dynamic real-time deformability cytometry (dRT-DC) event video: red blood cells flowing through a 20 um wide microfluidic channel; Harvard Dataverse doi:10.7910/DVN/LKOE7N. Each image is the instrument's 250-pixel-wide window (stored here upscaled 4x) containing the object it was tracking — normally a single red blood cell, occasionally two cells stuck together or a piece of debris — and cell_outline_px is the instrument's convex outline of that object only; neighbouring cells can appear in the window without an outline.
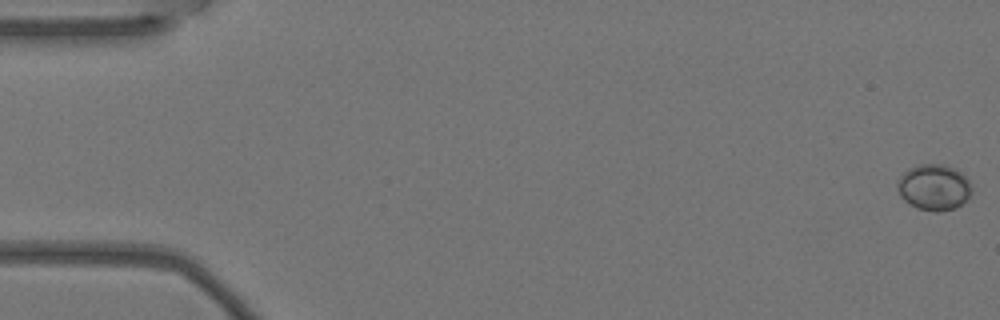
{"species": "Egyptian fruit bat (a non-hibernating species)", "species_latin": "Rousettus aegyptiacus", "temperature_condition": "warm", "stored_images_in_passage": 5, "camera_frame_rate_fps": 3000, "um_per_image_px": 0.085, "animal": {"sex": "female"}, "frame": {"image": 1, "passage_image": 1, "time_ms": 0.0, "image_size_px": [1000, 320], "cell_outline_px": [[972, 192], [956, 208], [940, 212], [936, 212], [916, 208], [904, 200], [900, 196], [896, 188], [896, 180], [908, 168], [916, 164], [944, 164], [956, 168], [968, 180], [972, 188]], "centroid_in_image_um": [79.34, 15.91], "position_along_channel_um": 5.7, "area_um2": 20.17}}